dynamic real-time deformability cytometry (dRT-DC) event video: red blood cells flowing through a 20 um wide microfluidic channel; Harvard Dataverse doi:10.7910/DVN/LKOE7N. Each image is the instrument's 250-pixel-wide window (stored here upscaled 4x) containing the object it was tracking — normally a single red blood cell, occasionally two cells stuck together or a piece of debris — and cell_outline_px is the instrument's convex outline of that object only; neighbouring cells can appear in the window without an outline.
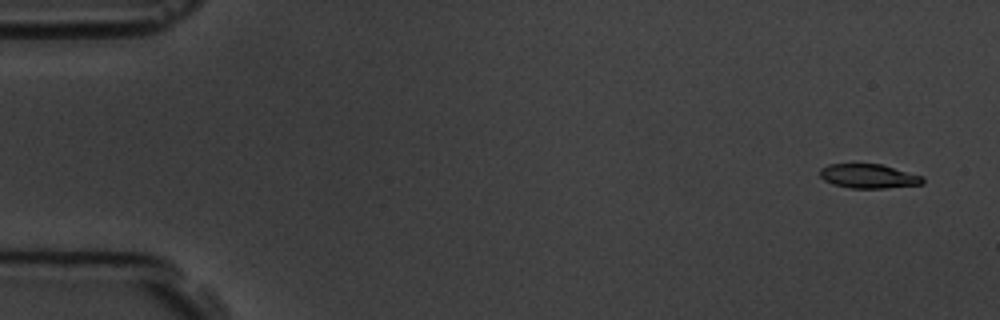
{"species": "common noctule bat (a hibernating species)", "species_latin": "Nyctalus noctula", "temperature_condition": "room temperature", "stored_images_in_passage": 5, "camera_frame_rate_fps": 3000, "um_per_image_px": 0.085, "animal": {"sex": "male", "body_mass_g": 19.5, "forearm_length_mm": 54.6}, "frame": {"image": 1, "passage_image": 1, "time_ms": 0.0, "image_size_px": [1000, 320], "cell_outline_px": [[924, 184], [884, 188], [848, 188], [832, 184], [824, 180], [820, 176], [820, 168], [828, 164], [880, 164], [924, 176]], "centroid_in_image_um": [73.83, 14.98], "position_along_channel_um": 11.2, "area_um2": 14.57}}
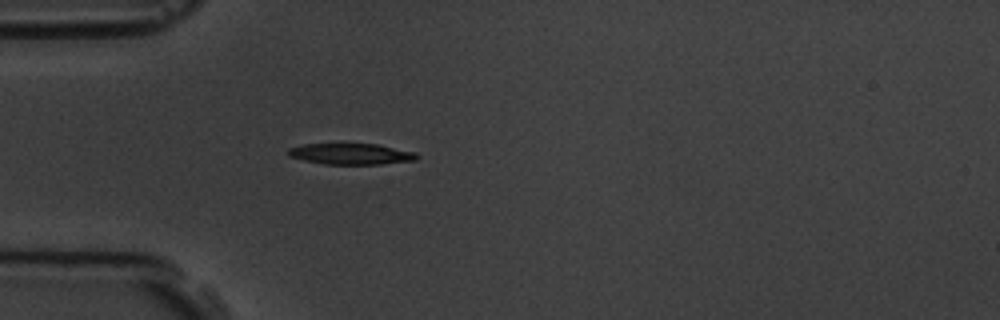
{"frame": {"image": 2, "passage_image": 5, "time_ms": 4.667, "image_size_px": [1000, 320], "cell_outline_px": [[420, 156], [416, 160], [380, 164], [324, 164], [304, 160], [288, 156], [288, 148], [304, 144], [344, 140], [376, 144], [416, 152]], "centroid_in_image_um": [29.8, 13.02], "position_along_channel_um": 55.2, "area_um2": 16.76}}